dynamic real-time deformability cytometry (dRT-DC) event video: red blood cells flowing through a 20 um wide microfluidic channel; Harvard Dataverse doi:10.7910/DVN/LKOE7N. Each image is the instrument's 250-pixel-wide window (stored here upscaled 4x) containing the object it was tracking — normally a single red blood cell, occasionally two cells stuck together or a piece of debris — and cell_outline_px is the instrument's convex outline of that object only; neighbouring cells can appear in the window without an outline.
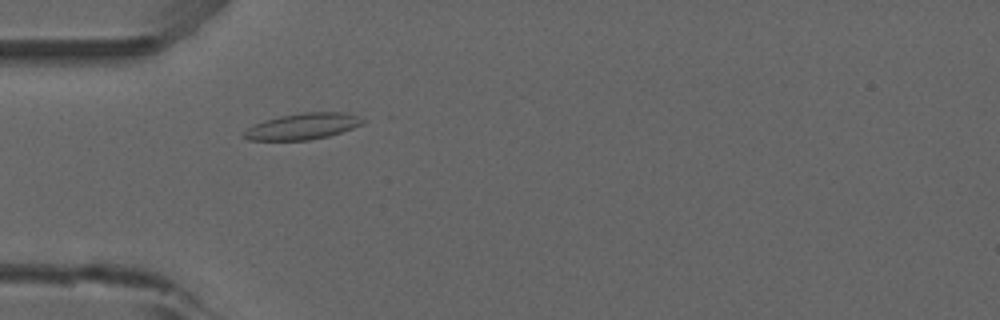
{"species": "common noctule bat (a hibernating species)", "species_latin": "Nyctalus noctula", "temperature_condition": "room temperature", "stored_images_in_passage": 52, "camera_frame_rate_fps": 3000, "um_per_image_px": 0.085, "animal": {"sex": "male", "forearm_length_mm": 52.5}, "frame": {"image": 1, "passage_image": 15, "time_ms": 4.667, "image_size_px": [1000, 320], "cell_outline_px": [[368, 120], [364, 124], [328, 136], [308, 140], [248, 140], [240, 136], [248, 128], [264, 120], [280, 116], [300, 112], [344, 112], [360, 116]], "centroid_in_image_um": [25.76, 10.73], "position_along_channel_um": 59.2, "area_um2": 18.26}}
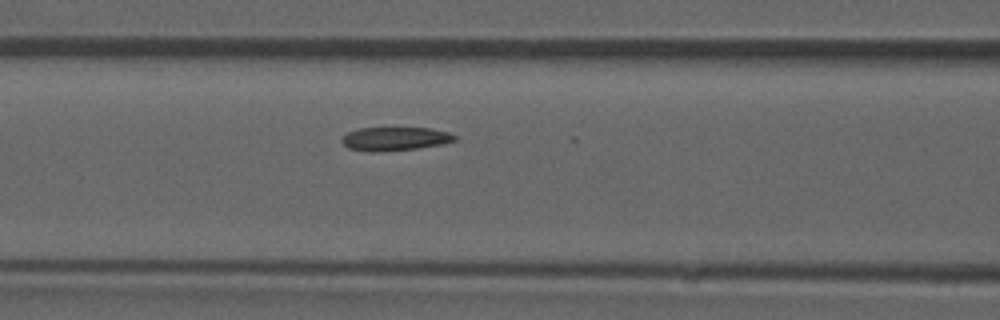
{"frame": {"image": 2, "passage_image": 21, "time_ms": 6.667, "image_size_px": [1000, 320], "cell_outline_px": [[456, 140], [444, 144], [416, 148], [376, 152], [368, 152], [348, 148], [340, 140], [348, 132], [360, 128], [428, 128], [448, 132], [456, 136]], "centroid_in_image_um": [33.56, 11.8], "position_along_channel_um": 133.0, "area_um2": 15.43}}
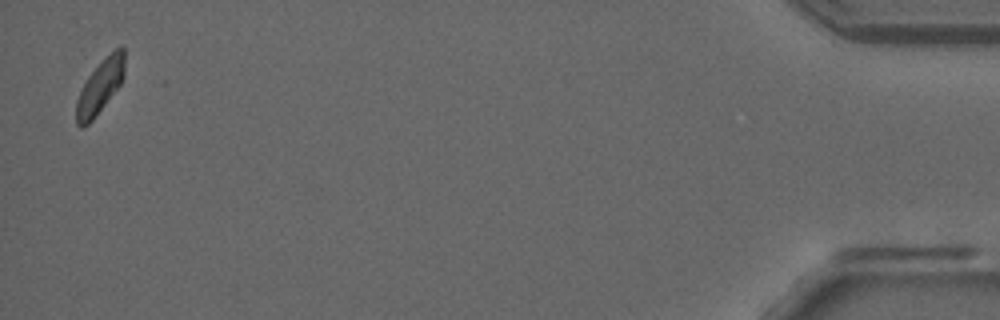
{"frame": {"image": 3, "passage_image": 51, "time_ms": 16.667, "image_size_px": [1000, 320], "cell_outline_px": [[124, 76], [120, 84], [92, 120], [84, 128], [80, 128], [76, 124], [76, 100], [88, 76], [116, 48], [124, 48]], "centroid_in_image_um": [8.48, 7.42], "position_along_channel_um": 426.7, "area_um2": 14.51}, "authors_computed_cell_mechanics": {"area_um2": 16.1551, "velocity_mm_per_s": 3.8546, "shape_relaxation_time_tau1_ms": null, "shape_relaxation_time_tau2_ms": 3.4367, "deformation_change_tau1": null, "deformation_change_tau2": 0.0672}}